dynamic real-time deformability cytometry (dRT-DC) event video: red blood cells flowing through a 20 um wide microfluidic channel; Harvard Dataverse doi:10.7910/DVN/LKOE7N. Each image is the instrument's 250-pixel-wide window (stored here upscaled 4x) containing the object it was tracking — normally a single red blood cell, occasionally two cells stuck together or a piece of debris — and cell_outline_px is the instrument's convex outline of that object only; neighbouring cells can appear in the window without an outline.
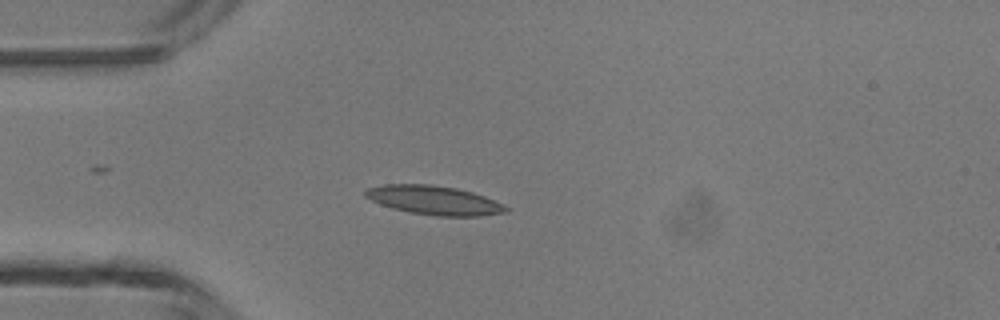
{"species": "common noctule bat (a hibernating species)", "species_latin": "Nyctalus noctula", "temperature_condition": "room temperature", "stored_images_in_passage": 22, "camera_frame_rate_fps": 3000, "um_per_image_px": 0.085, "animal": {"sex": "male", "body_mass_g": 13.3}, "frame": {"image": 1, "passage_image": 1, "time_ms": 0.0, "image_size_px": [1000, 320], "cell_outline_px": [[508, 212], [480, 216], [436, 216], [408, 212], [392, 208], [380, 204], [364, 196], [364, 192], [368, 188], [384, 184], [432, 184], [456, 188], [472, 192], [484, 196], [504, 204], [508, 208]], "centroid_in_image_um": [36.9, 17.02], "position_along_channel_um": 48.1, "area_um2": 23.81}}
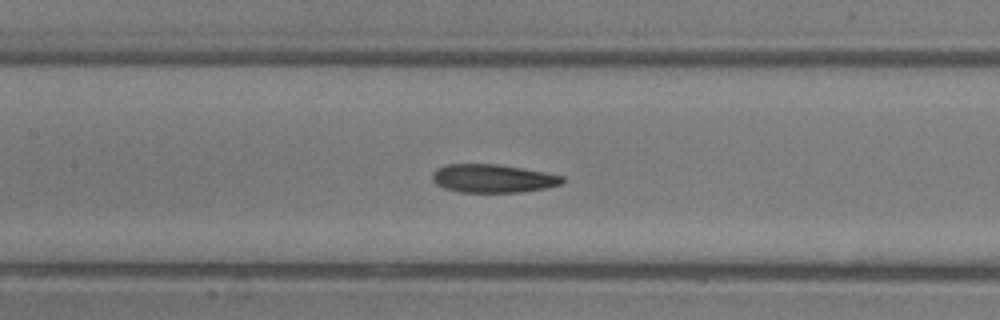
{"frame": {"image": 2, "passage_image": 10, "time_ms": 3.0, "image_size_px": [1000, 320], "cell_outline_px": [[564, 180], [560, 184], [544, 188], [520, 192], [460, 192], [444, 188], [436, 184], [432, 180], [432, 172], [436, 168], [444, 164], [496, 164], [544, 172], [564, 176]], "centroid_in_image_um": [41.83, 15.16], "position_along_channel_um": 165.6, "area_um2": 21.39}}
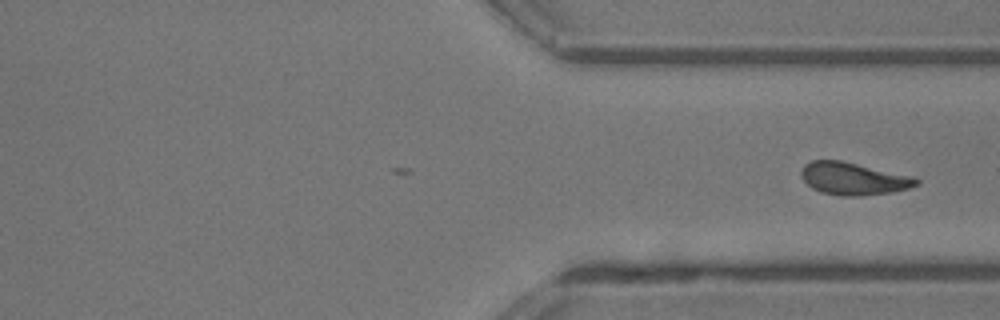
{"frame": {"image": 3, "passage_image": 22, "time_ms": 7.0, "image_size_px": [1000, 320], "cell_outline_px": [[920, 184], [908, 188], [892, 192], [860, 196], [840, 196], [820, 192], [812, 188], [800, 176], [800, 172], [804, 164], [812, 160], [840, 160], [912, 176], [920, 180]], "centroid_in_image_um": [72.52, 15.19], "position_along_channel_um": 338.9, "area_um2": 21.79}}